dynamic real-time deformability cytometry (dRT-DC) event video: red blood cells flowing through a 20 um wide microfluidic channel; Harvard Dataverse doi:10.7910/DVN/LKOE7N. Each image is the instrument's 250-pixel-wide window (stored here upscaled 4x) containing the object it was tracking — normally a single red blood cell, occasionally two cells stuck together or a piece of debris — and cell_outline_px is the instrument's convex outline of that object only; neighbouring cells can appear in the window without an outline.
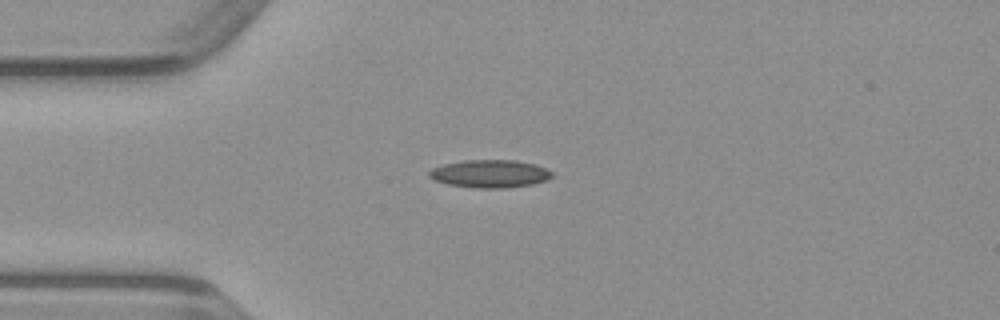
{"species": "common noctule bat (a hibernating species)", "species_latin": "Nyctalus noctula", "temperature_condition": "warm", "stored_images_in_passage": 38, "camera_frame_rate_fps": 3000, "um_per_image_px": 0.085, "animal": {"sex": "male", "body_mass_g": 23.1, "forearm_length_mm": 52.7}, "frame": {"image": 1, "passage_image": 1, "time_ms": 0.0, "image_size_px": [1000, 320], "cell_outline_px": [[552, 176], [548, 180], [532, 184], [504, 188], [476, 188], [448, 184], [432, 180], [428, 176], [428, 172], [432, 168], [444, 164], [464, 160], [516, 160], [532, 164], [544, 168], [552, 172]], "centroid_in_image_um": [41.6, 14.77], "position_along_channel_um": 43.4, "area_um2": 19.88}}
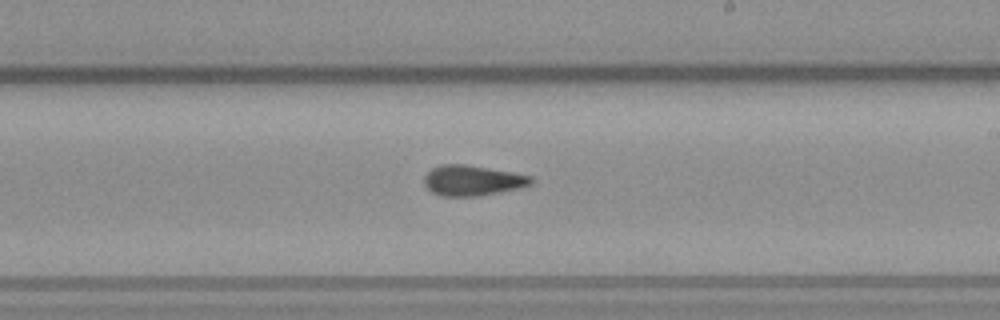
{"frame": {"image": 2, "passage_image": 17, "time_ms": 5.333, "image_size_px": [1000, 320], "cell_outline_px": [[532, 184], [520, 188], [500, 192], [476, 196], [440, 196], [432, 192], [424, 184], [424, 176], [432, 168], [440, 164], [464, 164], [512, 172], [532, 176]], "centroid_in_image_um": [40.14, 15.34], "position_along_channel_um": 248.9, "area_um2": 18.9}}
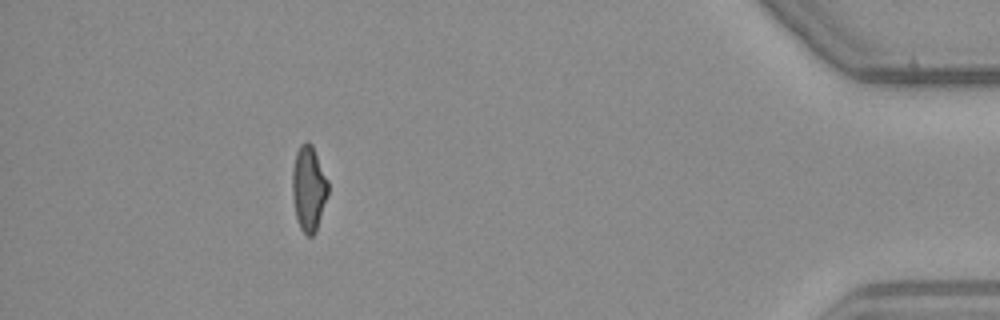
{"frame": {"image": 3, "passage_image": 33, "time_ms": 10.667, "image_size_px": [1000, 320], "cell_outline_px": [[328, 196], [316, 232], [312, 236], [308, 236], [300, 228], [296, 220], [292, 196], [292, 168], [296, 152], [300, 144], [304, 140], [308, 140], [312, 144], [328, 180]], "centroid_in_image_um": [26.23, 16.0], "position_along_channel_um": 409.0, "area_um2": 18.15}}